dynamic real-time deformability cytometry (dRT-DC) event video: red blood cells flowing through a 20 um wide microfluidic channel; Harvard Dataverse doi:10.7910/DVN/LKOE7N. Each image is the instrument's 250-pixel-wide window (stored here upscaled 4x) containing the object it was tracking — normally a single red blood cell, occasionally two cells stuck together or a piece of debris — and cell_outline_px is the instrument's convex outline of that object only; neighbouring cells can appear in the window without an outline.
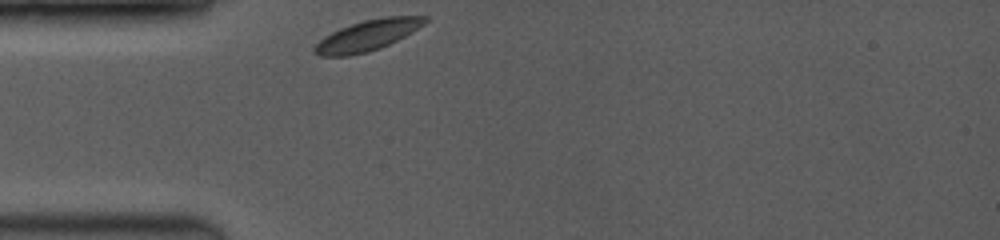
{"species": "common noctule bat (a hibernating species)", "species_latin": "Nyctalus noctula", "temperature_condition": "room temperature", "stored_images_in_passage": 26, "camera_frame_rate_fps": 3500, "um_per_image_px": 0.085, "animal": {"sex": "female", "body_mass_g": 19.0, "forearm_length_mm": 53.3}, "frame": {"image": 1, "passage_image": 1, "time_ms": 0.0, "image_size_px": [1000, 240], "cell_outline_px": [[428, 20], [424, 24], [412, 32], [380, 48], [368, 52], [348, 56], [320, 56], [312, 52], [312, 48], [324, 36], [340, 28], [364, 20], [384, 16], [428, 16]], "centroid_in_image_um": [31.21, 3.01], "position_along_channel_um": 53.8, "area_um2": 19.71}}
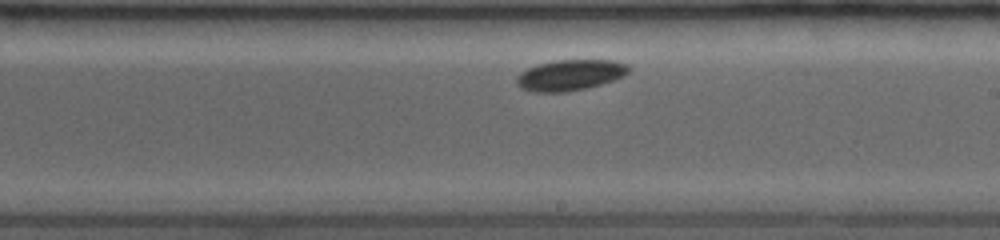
{"frame": {"image": 2, "passage_image": 15, "time_ms": 5.143, "image_size_px": [1000, 240], "cell_outline_px": [[628, 72], [624, 76], [600, 84], [584, 88], [564, 92], [532, 92], [520, 88], [516, 84], [516, 76], [520, 72], [536, 64], [556, 60], [616, 60], [628, 64]], "centroid_in_image_um": [48.41, 6.37], "position_along_channel_um": 240.6, "area_um2": 20.17}}
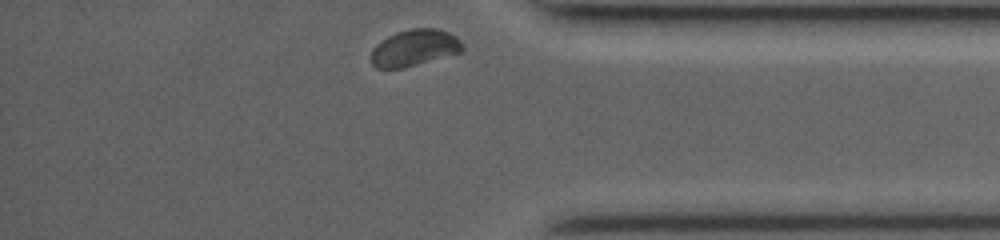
{"frame": {"image": 3, "passage_image": 26, "time_ms": 9.429, "image_size_px": [1000, 240], "cell_outline_px": [[464, 48], [460, 52], [404, 68], [376, 68], [372, 64], [372, 48], [376, 44], [388, 36], [396, 32], [412, 28], [436, 28], [448, 32], [456, 36], [460, 40]], "centroid_in_image_um": [35.22, 4.06], "position_along_channel_um": 400.0, "area_um2": 19.36}}